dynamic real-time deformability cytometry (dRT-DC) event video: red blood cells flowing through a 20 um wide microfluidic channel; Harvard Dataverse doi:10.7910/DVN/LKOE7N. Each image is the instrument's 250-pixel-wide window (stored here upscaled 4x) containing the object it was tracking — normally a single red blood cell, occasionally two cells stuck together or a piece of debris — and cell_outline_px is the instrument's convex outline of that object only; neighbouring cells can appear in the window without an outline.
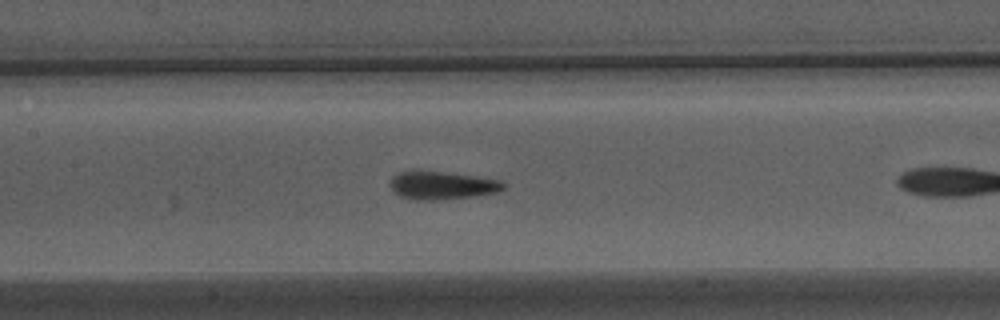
{"species": "Egyptian fruit bat (a non-hibernating species)", "species_latin": "Rousettus aegyptiacus", "temperature_condition": "warm", "stored_images_in_passage": 17, "camera_frame_rate_fps": 3000, "um_per_image_px": 0.085, "animal": {"sex": "male"}, "frame": {"image": 1, "passage_image": 12, "time_ms": 3.667, "image_size_px": [1000, 320], "cell_outline_px": [[508, 184], [504, 188], [496, 192], [476, 196], [436, 200], [416, 200], [400, 196], [388, 184], [392, 176], [396, 172], [440, 172], [472, 176], [500, 180]], "centroid_in_image_um": [37.57, 15.77], "position_along_channel_um": 169.8, "area_um2": 18.21}}
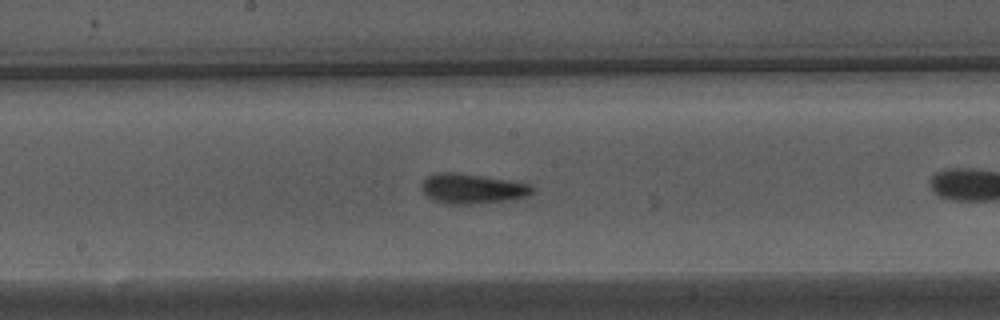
{"frame": {"image": 2, "passage_image": 15, "time_ms": 4.667, "image_size_px": [1000, 320], "cell_outline_px": [[532, 192], [524, 196], [512, 200], [472, 204], [448, 204], [432, 200], [424, 192], [420, 184], [428, 176], [436, 172], [452, 172], [508, 180], [532, 184]], "centroid_in_image_um": [40.11, 16.04], "position_along_channel_um": 208.1, "area_um2": 19.13}}